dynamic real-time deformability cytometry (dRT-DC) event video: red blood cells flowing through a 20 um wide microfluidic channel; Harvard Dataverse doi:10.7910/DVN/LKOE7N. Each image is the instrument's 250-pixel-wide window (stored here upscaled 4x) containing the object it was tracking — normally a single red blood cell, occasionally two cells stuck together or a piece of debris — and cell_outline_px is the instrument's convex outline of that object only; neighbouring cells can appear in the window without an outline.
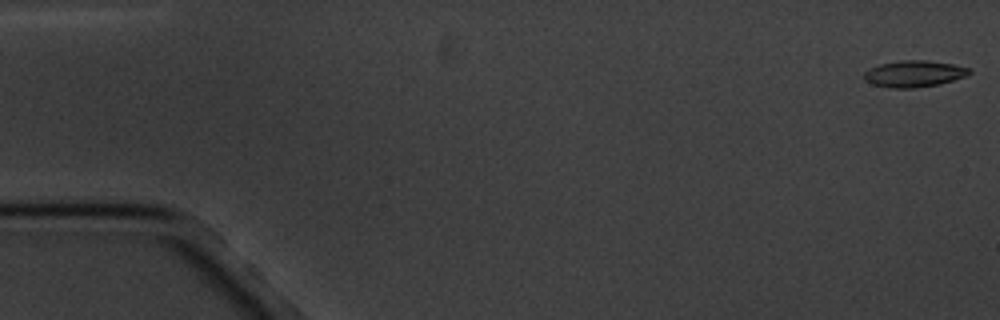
{"species": "common noctule bat (a hibernating species)", "species_latin": "Nyctalus noctula", "temperature_condition": "cold", "stored_images_in_passage": 11, "camera_frame_rate_fps": 3000, "um_per_image_px": 0.085, "animal": {"sex": "male", "body_mass_g": 20.1, "forearm_length_mm": 53.5}, "frame": {"image": 1, "passage_image": 1, "time_ms": 0.0, "image_size_px": [1000, 320], "cell_outline_px": [[972, 72], [964, 76], [940, 84], [916, 88], [888, 88], [872, 84], [864, 80], [864, 72], [868, 68], [880, 64], [900, 60], [928, 60], [952, 64], [972, 68]], "centroid_in_image_um": [77.67, 6.27], "position_along_channel_um": 7.3, "area_um2": 16.42}}
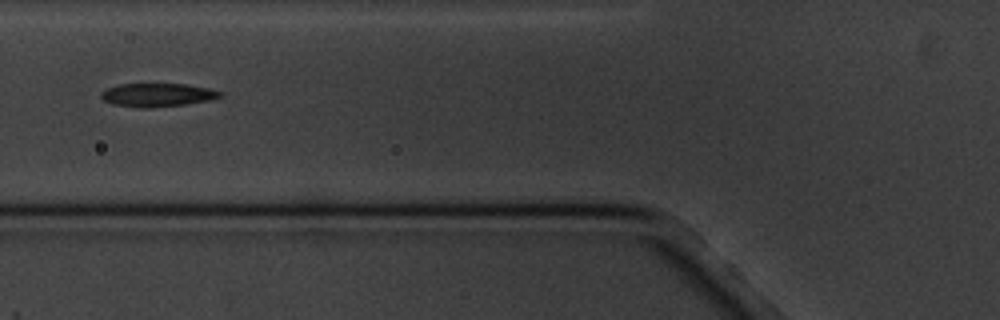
{"frame": {"image": 2, "passage_image": 7, "time_ms": 7.0, "image_size_px": [1000, 320], "cell_outline_px": [[220, 96], [208, 100], [188, 104], [152, 108], [140, 108], [112, 104], [104, 100], [100, 96], [100, 92], [104, 88], [120, 84], [188, 84], [208, 88], [220, 92]], "centroid_in_image_um": [13.3, 8.07], "position_along_channel_um": 112.5, "area_um2": 16.3}}
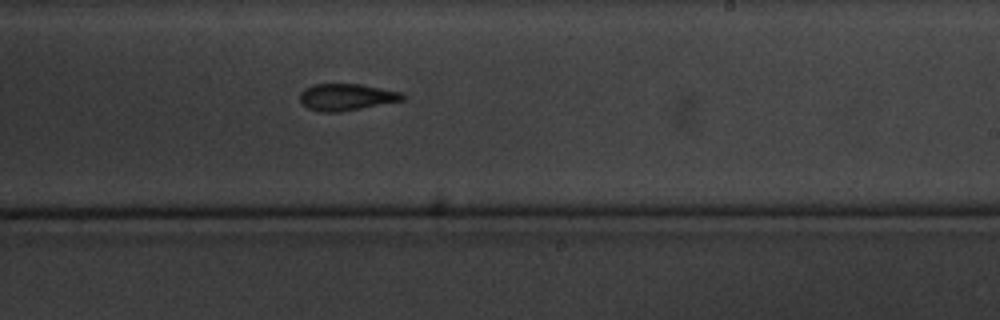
{"frame": {"image": 3, "passage_image": 11, "time_ms": 11.333, "image_size_px": [1000, 320], "cell_outline_px": [[404, 100], [360, 108], [336, 112], [320, 112], [308, 108], [300, 104], [300, 92], [304, 88], [312, 84], [360, 84], [400, 92], [404, 96]], "centroid_in_image_um": [29.37, 8.24], "position_along_channel_um": 259.6, "area_um2": 15.9}}